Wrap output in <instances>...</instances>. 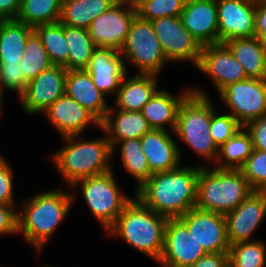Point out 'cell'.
Here are the masks:
<instances>
[{"label": "cell", "instance_id": "obj_12", "mask_svg": "<svg viewBox=\"0 0 266 267\" xmlns=\"http://www.w3.org/2000/svg\"><path fill=\"white\" fill-rule=\"evenodd\" d=\"M178 219L206 253L229 252L225 215L194 207Z\"/></svg>", "mask_w": 266, "mask_h": 267}, {"label": "cell", "instance_id": "obj_4", "mask_svg": "<svg viewBox=\"0 0 266 267\" xmlns=\"http://www.w3.org/2000/svg\"><path fill=\"white\" fill-rule=\"evenodd\" d=\"M80 136L63 137L66 144L51 156L70 188L78 180L112 170V148L107 136L88 141L79 140Z\"/></svg>", "mask_w": 266, "mask_h": 267}, {"label": "cell", "instance_id": "obj_44", "mask_svg": "<svg viewBox=\"0 0 266 267\" xmlns=\"http://www.w3.org/2000/svg\"><path fill=\"white\" fill-rule=\"evenodd\" d=\"M254 29L255 36L266 47V3H256Z\"/></svg>", "mask_w": 266, "mask_h": 267}, {"label": "cell", "instance_id": "obj_23", "mask_svg": "<svg viewBox=\"0 0 266 267\" xmlns=\"http://www.w3.org/2000/svg\"><path fill=\"white\" fill-rule=\"evenodd\" d=\"M115 110L118 112L113 119ZM100 129L108 135L107 139L110 142L113 156L117 142L126 139H140L151 130V127L141 111H122L110 107L101 122Z\"/></svg>", "mask_w": 266, "mask_h": 267}, {"label": "cell", "instance_id": "obj_17", "mask_svg": "<svg viewBox=\"0 0 266 267\" xmlns=\"http://www.w3.org/2000/svg\"><path fill=\"white\" fill-rule=\"evenodd\" d=\"M198 70L210 76L218 93L227 85L247 79L243 66L224 44L202 48Z\"/></svg>", "mask_w": 266, "mask_h": 267}, {"label": "cell", "instance_id": "obj_35", "mask_svg": "<svg viewBox=\"0 0 266 267\" xmlns=\"http://www.w3.org/2000/svg\"><path fill=\"white\" fill-rule=\"evenodd\" d=\"M266 265V244L254 240L240 242L229 248V267H264Z\"/></svg>", "mask_w": 266, "mask_h": 267}, {"label": "cell", "instance_id": "obj_42", "mask_svg": "<svg viewBox=\"0 0 266 267\" xmlns=\"http://www.w3.org/2000/svg\"><path fill=\"white\" fill-rule=\"evenodd\" d=\"M15 205L0 203V235L18 233V219Z\"/></svg>", "mask_w": 266, "mask_h": 267}, {"label": "cell", "instance_id": "obj_22", "mask_svg": "<svg viewBox=\"0 0 266 267\" xmlns=\"http://www.w3.org/2000/svg\"><path fill=\"white\" fill-rule=\"evenodd\" d=\"M65 94L92 113L100 123L110 108L105 95L98 90L86 70H67Z\"/></svg>", "mask_w": 266, "mask_h": 267}, {"label": "cell", "instance_id": "obj_19", "mask_svg": "<svg viewBox=\"0 0 266 267\" xmlns=\"http://www.w3.org/2000/svg\"><path fill=\"white\" fill-rule=\"evenodd\" d=\"M126 66L119 50L97 47L85 70L90 74L98 90L107 96L109 93L117 94L127 74Z\"/></svg>", "mask_w": 266, "mask_h": 267}, {"label": "cell", "instance_id": "obj_15", "mask_svg": "<svg viewBox=\"0 0 266 267\" xmlns=\"http://www.w3.org/2000/svg\"><path fill=\"white\" fill-rule=\"evenodd\" d=\"M266 214V191L253 190L234 210L225 215L230 246L254 241L257 230Z\"/></svg>", "mask_w": 266, "mask_h": 267}, {"label": "cell", "instance_id": "obj_13", "mask_svg": "<svg viewBox=\"0 0 266 267\" xmlns=\"http://www.w3.org/2000/svg\"><path fill=\"white\" fill-rule=\"evenodd\" d=\"M205 254V250L178 218L167 220L160 266L190 267Z\"/></svg>", "mask_w": 266, "mask_h": 267}, {"label": "cell", "instance_id": "obj_30", "mask_svg": "<svg viewBox=\"0 0 266 267\" xmlns=\"http://www.w3.org/2000/svg\"><path fill=\"white\" fill-rule=\"evenodd\" d=\"M64 36L69 49L68 70H85L97 48L88 30L64 25Z\"/></svg>", "mask_w": 266, "mask_h": 267}, {"label": "cell", "instance_id": "obj_29", "mask_svg": "<svg viewBox=\"0 0 266 267\" xmlns=\"http://www.w3.org/2000/svg\"><path fill=\"white\" fill-rule=\"evenodd\" d=\"M252 151L253 143L251 136L245 127L242 126L231 138L218 148L215 161V164H218L216 168L240 169L251 155Z\"/></svg>", "mask_w": 266, "mask_h": 267}, {"label": "cell", "instance_id": "obj_27", "mask_svg": "<svg viewBox=\"0 0 266 267\" xmlns=\"http://www.w3.org/2000/svg\"><path fill=\"white\" fill-rule=\"evenodd\" d=\"M33 28L17 20H0V64H20Z\"/></svg>", "mask_w": 266, "mask_h": 267}, {"label": "cell", "instance_id": "obj_28", "mask_svg": "<svg viewBox=\"0 0 266 267\" xmlns=\"http://www.w3.org/2000/svg\"><path fill=\"white\" fill-rule=\"evenodd\" d=\"M118 0H62L59 22L88 29L92 21L111 8Z\"/></svg>", "mask_w": 266, "mask_h": 267}, {"label": "cell", "instance_id": "obj_34", "mask_svg": "<svg viewBox=\"0 0 266 267\" xmlns=\"http://www.w3.org/2000/svg\"><path fill=\"white\" fill-rule=\"evenodd\" d=\"M20 65L27 81L32 80L53 65L40 38L34 31L27 39Z\"/></svg>", "mask_w": 266, "mask_h": 267}, {"label": "cell", "instance_id": "obj_25", "mask_svg": "<svg viewBox=\"0 0 266 267\" xmlns=\"http://www.w3.org/2000/svg\"><path fill=\"white\" fill-rule=\"evenodd\" d=\"M157 75L137 74L127 79L124 76L116 96V107L122 111H141L158 90Z\"/></svg>", "mask_w": 266, "mask_h": 267}, {"label": "cell", "instance_id": "obj_38", "mask_svg": "<svg viewBox=\"0 0 266 267\" xmlns=\"http://www.w3.org/2000/svg\"><path fill=\"white\" fill-rule=\"evenodd\" d=\"M242 125L230 114H217L211 101L210 135L219 148L231 138Z\"/></svg>", "mask_w": 266, "mask_h": 267}, {"label": "cell", "instance_id": "obj_7", "mask_svg": "<svg viewBox=\"0 0 266 267\" xmlns=\"http://www.w3.org/2000/svg\"><path fill=\"white\" fill-rule=\"evenodd\" d=\"M113 171L91 176L75 182L71 187L81 186L83 197L90 212L99 220L106 232L114 225L119 214L132 200L119 189Z\"/></svg>", "mask_w": 266, "mask_h": 267}, {"label": "cell", "instance_id": "obj_3", "mask_svg": "<svg viewBox=\"0 0 266 267\" xmlns=\"http://www.w3.org/2000/svg\"><path fill=\"white\" fill-rule=\"evenodd\" d=\"M167 220V217L152 211L135 196L107 234L121 237L131 247L159 262Z\"/></svg>", "mask_w": 266, "mask_h": 267}, {"label": "cell", "instance_id": "obj_21", "mask_svg": "<svg viewBox=\"0 0 266 267\" xmlns=\"http://www.w3.org/2000/svg\"><path fill=\"white\" fill-rule=\"evenodd\" d=\"M140 142L152 174L180 166L181 151L167 130L151 129L140 138Z\"/></svg>", "mask_w": 266, "mask_h": 267}, {"label": "cell", "instance_id": "obj_49", "mask_svg": "<svg viewBox=\"0 0 266 267\" xmlns=\"http://www.w3.org/2000/svg\"><path fill=\"white\" fill-rule=\"evenodd\" d=\"M3 103L0 101V113L3 111Z\"/></svg>", "mask_w": 266, "mask_h": 267}, {"label": "cell", "instance_id": "obj_48", "mask_svg": "<svg viewBox=\"0 0 266 267\" xmlns=\"http://www.w3.org/2000/svg\"><path fill=\"white\" fill-rule=\"evenodd\" d=\"M118 1H127V2L136 3L138 0H118Z\"/></svg>", "mask_w": 266, "mask_h": 267}, {"label": "cell", "instance_id": "obj_5", "mask_svg": "<svg viewBox=\"0 0 266 267\" xmlns=\"http://www.w3.org/2000/svg\"><path fill=\"white\" fill-rule=\"evenodd\" d=\"M206 167L199 170L196 208L226 215L253 192L240 169Z\"/></svg>", "mask_w": 266, "mask_h": 267}, {"label": "cell", "instance_id": "obj_31", "mask_svg": "<svg viewBox=\"0 0 266 267\" xmlns=\"http://www.w3.org/2000/svg\"><path fill=\"white\" fill-rule=\"evenodd\" d=\"M61 7L62 0H22L16 20L32 28L57 23L60 20Z\"/></svg>", "mask_w": 266, "mask_h": 267}, {"label": "cell", "instance_id": "obj_8", "mask_svg": "<svg viewBox=\"0 0 266 267\" xmlns=\"http://www.w3.org/2000/svg\"><path fill=\"white\" fill-rule=\"evenodd\" d=\"M119 52L125 60L124 63L133 64L139 74L158 76L165 64L169 62L162 51L151 22L142 19L138 14L133 19Z\"/></svg>", "mask_w": 266, "mask_h": 267}, {"label": "cell", "instance_id": "obj_9", "mask_svg": "<svg viewBox=\"0 0 266 267\" xmlns=\"http://www.w3.org/2000/svg\"><path fill=\"white\" fill-rule=\"evenodd\" d=\"M219 96L242 126L266 115V79L247 78L229 84Z\"/></svg>", "mask_w": 266, "mask_h": 267}, {"label": "cell", "instance_id": "obj_33", "mask_svg": "<svg viewBox=\"0 0 266 267\" xmlns=\"http://www.w3.org/2000/svg\"><path fill=\"white\" fill-rule=\"evenodd\" d=\"M116 144H120V157L123 166L137 180L138 190L152 175L140 139L121 140Z\"/></svg>", "mask_w": 266, "mask_h": 267}, {"label": "cell", "instance_id": "obj_26", "mask_svg": "<svg viewBox=\"0 0 266 267\" xmlns=\"http://www.w3.org/2000/svg\"><path fill=\"white\" fill-rule=\"evenodd\" d=\"M223 44L243 66L248 78L266 79V47L256 36L232 39Z\"/></svg>", "mask_w": 266, "mask_h": 267}, {"label": "cell", "instance_id": "obj_45", "mask_svg": "<svg viewBox=\"0 0 266 267\" xmlns=\"http://www.w3.org/2000/svg\"><path fill=\"white\" fill-rule=\"evenodd\" d=\"M22 0H0V20H16Z\"/></svg>", "mask_w": 266, "mask_h": 267}, {"label": "cell", "instance_id": "obj_40", "mask_svg": "<svg viewBox=\"0 0 266 267\" xmlns=\"http://www.w3.org/2000/svg\"><path fill=\"white\" fill-rule=\"evenodd\" d=\"M13 192L12 167L0 154V203L15 205Z\"/></svg>", "mask_w": 266, "mask_h": 267}, {"label": "cell", "instance_id": "obj_39", "mask_svg": "<svg viewBox=\"0 0 266 267\" xmlns=\"http://www.w3.org/2000/svg\"><path fill=\"white\" fill-rule=\"evenodd\" d=\"M28 81L25 79L20 64H0L1 91L5 89L15 91L20 97L27 88Z\"/></svg>", "mask_w": 266, "mask_h": 267}, {"label": "cell", "instance_id": "obj_1", "mask_svg": "<svg viewBox=\"0 0 266 267\" xmlns=\"http://www.w3.org/2000/svg\"><path fill=\"white\" fill-rule=\"evenodd\" d=\"M201 166H182L153 173L136 190V197L152 211L168 219L180 218L194 208L197 200V182Z\"/></svg>", "mask_w": 266, "mask_h": 267}, {"label": "cell", "instance_id": "obj_46", "mask_svg": "<svg viewBox=\"0 0 266 267\" xmlns=\"http://www.w3.org/2000/svg\"><path fill=\"white\" fill-rule=\"evenodd\" d=\"M0 101L3 103L4 101H3V93H2V91H1V86H0Z\"/></svg>", "mask_w": 266, "mask_h": 267}, {"label": "cell", "instance_id": "obj_24", "mask_svg": "<svg viewBox=\"0 0 266 267\" xmlns=\"http://www.w3.org/2000/svg\"><path fill=\"white\" fill-rule=\"evenodd\" d=\"M191 92L185 88L175 97L167 90L158 89L141 110L151 129L166 131L164 126L169 125L174 133L180 104Z\"/></svg>", "mask_w": 266, "mask_h": 267}, {"label": "cell", "instance_id": "obj_14", "mask_svg": "<svg viewBox=\"0 0 266 267\" xmlns=\"http://www.w3.org/2000/svg\"><path fill=\"white\" fill-rule=\"evenodd\" d=\"M67 69L52 65L28 81L27 88L19 97L25 114L43 113L57 98L65 94Z\"/></svg>", "mask_w": 266, "mask_h": 267}, {"label": "cell", "instance_id": "obj_43", "mask_svg": "<svg viewBox=\"0 0 266 267\" xmlns=\"http://www.w3.org/2000/svg\"><path fill=\"white\" fill-rule=\"evenodd\" d=\"M190 267H229V252L206 253Z\"/></svg>", "mask_w": 266, "mask_h": 267}, {"label": "cell", "instance_id": "obj_41", "mask_svg": "<svg viewBox=\"0 0 266 267\" xmlns=\"http://www.w3.org/2000/svg\"><path fill=\"white\" fill-rule=\"evenodd\" d=\"M244 127L251 136L253 149L266 151V115L252 120Z\"/></svg>", "mask_w": 266, "mask_h": 267}, {"label": "cell", "instance_id": "obj_20", "mask_svg": "<svg viewBox=\"0 0 266 267\" xmlns=\"http://www.w3.org/2000/svg\"><path fill=\"white\" fill-rule=\"evenodd\" d=\"M44 115L47 116L62 138L83 134L92 122L101 128L100 121L92 113L66 94L57 98L44 111Z\"/></svg>", "mask_w": 266, "mask_h": 267}, {"label": "cell", "instance_id": "obj_18", "mask_svg": "<svg viewBox=\"0 0 266 267\" xmlns=\"http://www.w3.org/2000/svg\"><path fill=\"white\" fill-rule=\"evenodd\" d=\"M180 18L202 47L219 44L216 0H186Z\"/></svg>", "mask_w": 266, "mask_h": 267}, {"label": "cell", "instance_id": "obj_47", "mask_svg": "<svg viewBox=\"0 0 266 267\" xmlns=\"http://www.w3.org/2000/svg\"><path fill=\"white\" fill-rule=\"evenodd\" d=\"M255 3H266V0H254Z\"/></svg>", "mask_w": 266, "mask_h": 267}, {"label": "cell", "instance_id": "obj_37", "mask_svg": "<svg viewBox=\"0 0 266 267\" xmlns=\"http://www.w3.org/2000/svg\"><path fill=\"white\" fill-rule=\"evenodd\" d=\"M240 170L253 190L266 191V151L253 149Z\"/></svg>", "mask_w": 266, "mask_h": 267}, {"label": "cell", "instance_id": "obj_16", "mask_svg": "<svg viewBox=\"0 0 266 267\" xmlns=\"http://www.w3.org/2000/svg\"><path fill=\"white\" fill-rule=\"evenodd\" d=\"M219 43L255 36L254 0H216Z\"/></svg>", "mask_w": 266, "mask_h": 267}, {"label": "cell", "instance_id": "obj_2", "mask_svg": "<svg viewBox=\"0 0 266 267\" xmlns=\"http://www.w3.org/2000/svg\"><path fill=\"white\" fill-rule=\"evenodd\" d=\"M74 194L60 189L37 194L28 198L17 213L18 233L41 252L45 242L69 213Z\"/></svg>", "mask_w": 266, "mask_h": 267}, {"label": "cell", "instance_id": "obj_32", "mask_svg": "<svg viewBox=\"0 0 266 267\" xmlns=\"http://www.w3.org/2000/svg\"><path fill=\"white\" fill-rule=\"evenodd\" d=\"M33 31L40 38L51 63L68 70L69 49L64 36V25L60 22L38 25Z\"/></svg>", "mask_w": 266, "mask_h": 267}, {"label": "cell", "instance_id": "obj_6", "mask_svg": "<svg viewBox=\"0 0 266 267\" xmlns=\"http://www.w3.org/2000/svg\"><path fill=\"white\" fill-rule=\"evenodd\" d=\"M190 89L192 92L180 104L174 134L203 159L215 163L218 147L209 130L211 99L199 88Z\"/></svg>", "mask_w": 266, "mask_h": 267}, {"label": "cell", "instance_id": "obj_36", "mask_svg": "<svg viewBox=\"0 0 266 267\" xmlns=\"http://www.w3.org/2000/svg\"><path fill=\"white\" fill-rule=\"evenodd\" d=\"M186 0H138L137 14L145 20L180 17Z\"/></svg>", "mask_w": 266, "mask_h": 267}, {"label": "cell", "instance_id": "obj_10", "mask_svg": "<svg viewBox=\"0 0 266 267\" xmlns=\"http://www.w3.org/2000/svg\"><path fill=\"white\" fill-rule=\"evenodd\" d=\"M136 15L135 3L117 1L92 21L88 33L97 47L120 50Z\"/></svg>", "mask_w": 266, "mask_h": 267}, {"label": "cell", "instance_id": "obj_11", "mask_svg": "<svg viewBox=\"0 0 266 267\" xmlns=\"http://www.w3.org/2000/svg\"><path fill=\"white\" fill-rule=\"evenodd\" d=\"M150 22L169 62L188 60L198 65L203 47L183 26L180 17L156 18Z\"/></svg>", "mask_w": 266, "mask_h": 267}]
</instances>
